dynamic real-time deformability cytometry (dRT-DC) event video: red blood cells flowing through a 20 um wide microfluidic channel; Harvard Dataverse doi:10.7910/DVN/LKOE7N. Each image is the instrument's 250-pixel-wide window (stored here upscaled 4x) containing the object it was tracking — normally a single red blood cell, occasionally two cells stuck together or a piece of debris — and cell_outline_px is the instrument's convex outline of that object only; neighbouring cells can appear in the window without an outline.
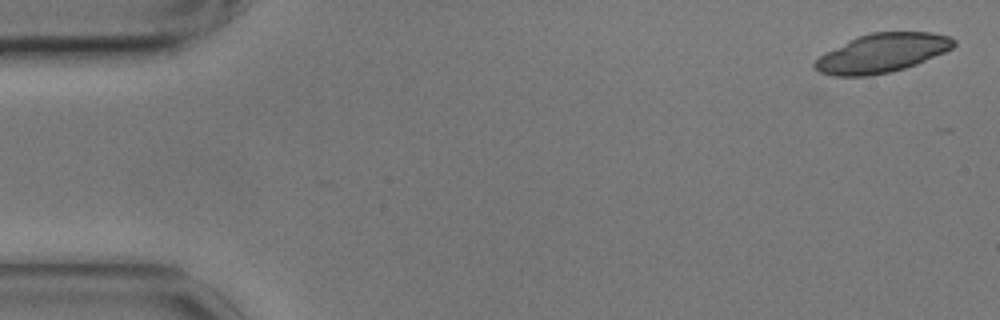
{"species": "common noctule bat (a hibernating species)", "species_latin": "Nyctalus noctula", "temperature_condition": "cold", "stored_images_in_passage": 3, "camera_frame_rate_fps": 3000, "um_per_image_px": 0.085, "animal": {"sex": "male", "body_mass_g": 17.9}, "frame": {"image": 1, "passage_image": 1, "time_ms": 0.0, "image_size_px": [1000, 320], "cell_outline_px": [[956, 44], [952, 48], [944, 52], [916, 64], [892, 72], [868, 76], [836, 76], [820, 72], [812, 68], [812, 64], [820, 56], [848, 40], [856, 36], [872, 32], [932, 32], [948, 36], [956, 40]], "centroid_in_image_um": [74.97, 4.51], "position_along_channel_um": 10.0, "area_um2": 31.44}}